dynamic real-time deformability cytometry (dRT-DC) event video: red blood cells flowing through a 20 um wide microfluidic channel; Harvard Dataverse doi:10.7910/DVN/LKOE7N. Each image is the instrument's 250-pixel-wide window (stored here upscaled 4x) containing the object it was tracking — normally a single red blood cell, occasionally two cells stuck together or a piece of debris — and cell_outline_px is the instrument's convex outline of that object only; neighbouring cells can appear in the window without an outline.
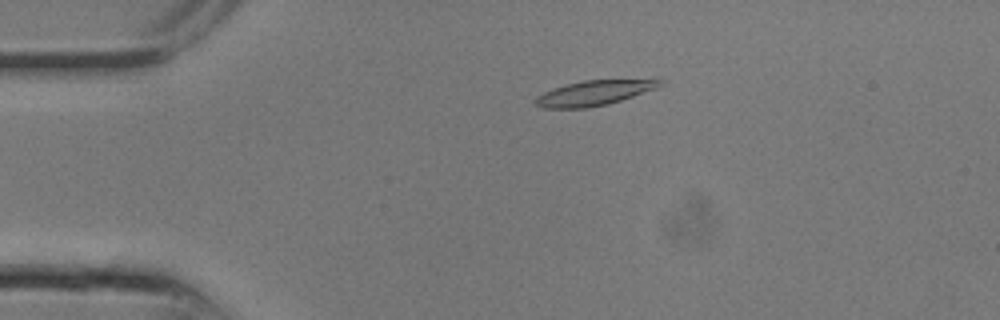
{"species": "common noctule bat (a hibernating species)", "species_latin": "Nyctalus noctula", "temperature_condition": "room temperature", "stored_images_in_passage": 10, "camera_frame_rate_fps": 3000, "um_per_image_px": 0.085, "animal": {"sex": "male", "body_mass_g": 13.3}, "frame": {"image": 1, "passage_image": 6, "time_ms": 1.667, "image_size_px": [1000, 320], "cell_outline_px": [[664, 84], [656, 88], [608, 104], [588, 108], [544, 108], [536, 104], [536, 96], [552, 88], [584, 80], [664, 80]], "centroid_in_image_um": [50.47, 7.91], "position_along_channel_um": 34.5, "area_um2": 17.74}}
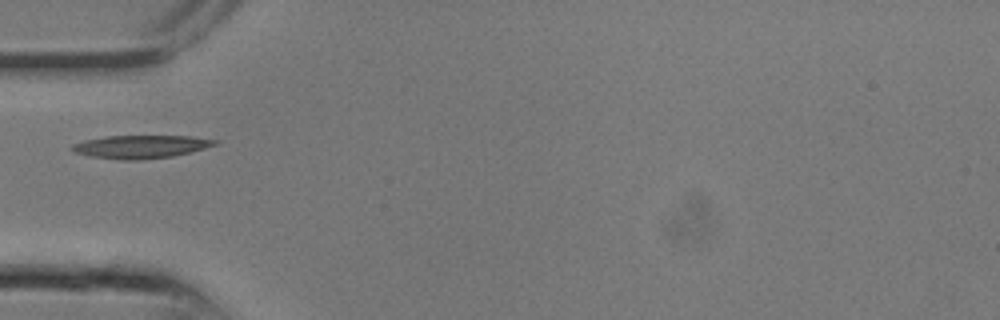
{"frame": {"image": 2, "passage_image": 9, "time_ms": 2.667, "image_size_px": [1000, 320], "cell_outline_px": [[220, 140], [216, 144], [204, 148], [172, 156], [140, 160], [120, 160], [92, 156], [76, 152], [68, 148], [72, 144], [84, 140], [108, 136], [192, 136]], "centroid_in_image_um": [11.95, 12.46], "position_along_channel_um": 73.0, "area_um2": 19.07}}